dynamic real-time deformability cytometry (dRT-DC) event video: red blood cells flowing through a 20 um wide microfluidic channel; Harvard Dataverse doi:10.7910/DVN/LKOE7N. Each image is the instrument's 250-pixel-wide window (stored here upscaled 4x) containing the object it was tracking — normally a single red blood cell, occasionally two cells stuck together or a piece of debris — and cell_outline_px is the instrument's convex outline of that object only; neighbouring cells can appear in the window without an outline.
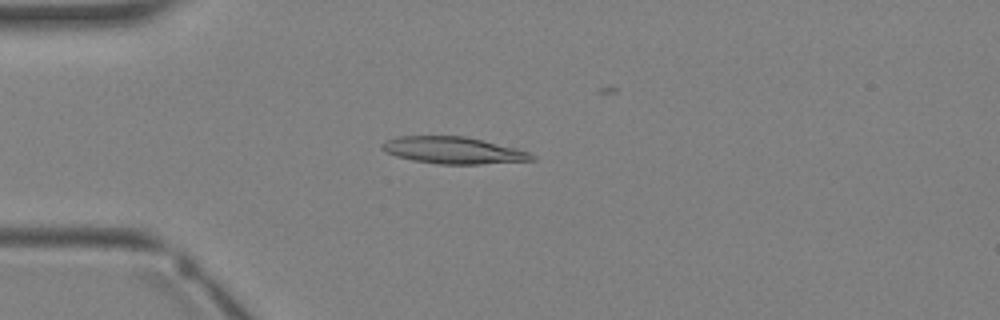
{"species": "Egyptian fruit bat (a non-hibernating species)", "species_latin": "Rousettus aegyptiacus", "temperature_condition": "warm", "stored_images_in_passage": 2, "camera_frame_rate_fps": 3000, "um_per_image_px": 0.085, "animal": {"sex": "female"}, "frame": {"image": 1, "passage_image": 2, "time_ms": 1.0, "image_size_px": [1000, 320], "cell_outline_px": [[536, 160], [480, 164], [440, 164], [412, 160], [396, 156], [384, 152], [380, 148], [380, 144], [396, 136], [464, 136], [516, 148], [528, 152], [536, 156]], "centroid_in_image_um": [38.5, 12.78], "position_along_channel_um": 46.5, "area_um2": 23.41}}